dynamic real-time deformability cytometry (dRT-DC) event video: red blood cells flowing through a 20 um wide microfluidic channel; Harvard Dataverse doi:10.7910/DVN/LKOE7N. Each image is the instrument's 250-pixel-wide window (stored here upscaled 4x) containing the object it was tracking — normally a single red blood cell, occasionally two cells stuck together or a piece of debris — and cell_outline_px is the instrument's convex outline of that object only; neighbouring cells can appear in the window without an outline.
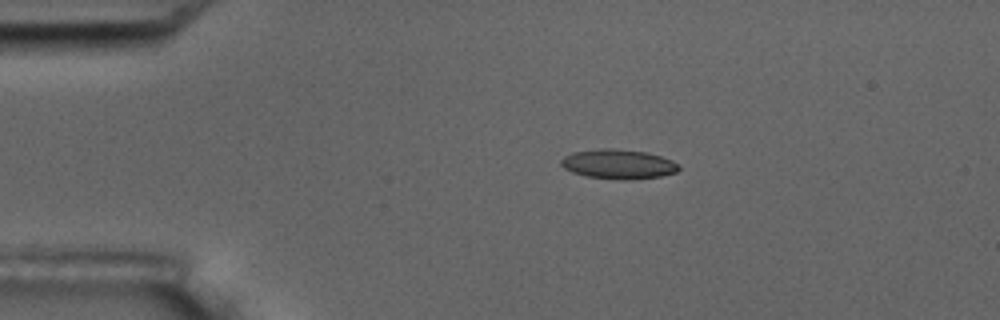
{"species": "common noctule bat (a hibernating species)", "species_latin": "Nyctalus noctula", "temperature_condition": "room temperature", "stored_images_in_passage": 10, "camera_frame_rate_fps": 3000, "um_per_image_px": 0.085, "animal": {"sex": "male", "body_mass_g": 17.5, "forearm_length_mm": 52.3}, "frame": {"image": 1, "passage_image": 4, "time_ms": 3.333, "image_size_px": [1000, 320], "cell_outline_px": [[680, 168], [676, 172], [660, 176], [628, 180], [624, 180], [588, 176], [572, 172], [564, 168], [560, 164], [560, 160], [564, 156], [572, 152], [600, 148], [616, 148], [648, 152], [672, 160], [680, 164]], "centroid_in_image_um": [52.56, 13.93], "position_along_channel_um": 32.4, "area_um2": 20.4}}
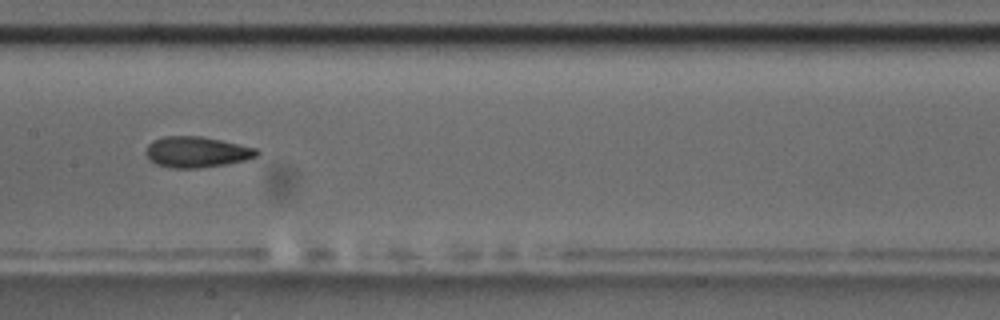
{"frame": {"image": 2, "passage_image": 9, "time_ms": 9.0, "image_size_px": [1000, 320], "cell_outline_px": [[260, 152], [256, 156], [244, 160], [228, 164], [196, 168], [172, 168], [156, 164], [148, 160], [144, 152], [148, 144], [152, 140], [164, 136], [200, 136], [220, 140], [256, 148]], "centroid_in_image_um": [16.66, 12.92], "position_along_channel_um": 190.7, "area_um2": 20.0}}
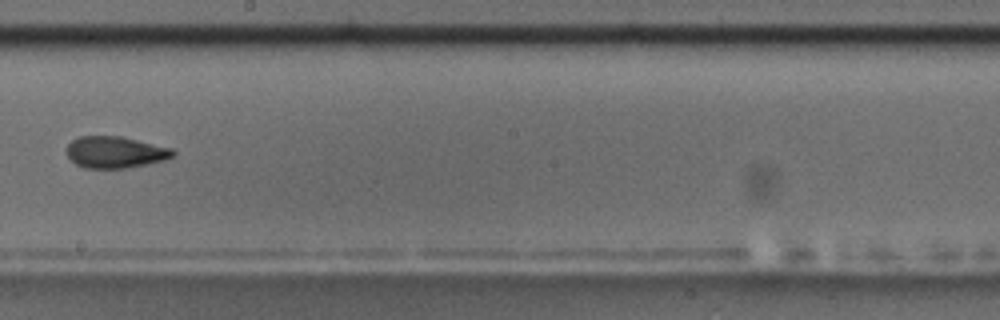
{"frame": {"image": 3, "passage_image": 10, "time_ms": 10.333, "image_size_px": [1000, 320], "cell_outline_px": [[176, 152], [172, 156], [164, 160], [148, 164], [124, 168], [84, 168], [76, 164], [68, 156], [68, 144], [72, 140], [80, 136], [120, 136], [172, 148]], "centroid_in_image_um": [9.8, 12.94], "position_along_channel_um": 238.4, "area_um2": 19.42}}